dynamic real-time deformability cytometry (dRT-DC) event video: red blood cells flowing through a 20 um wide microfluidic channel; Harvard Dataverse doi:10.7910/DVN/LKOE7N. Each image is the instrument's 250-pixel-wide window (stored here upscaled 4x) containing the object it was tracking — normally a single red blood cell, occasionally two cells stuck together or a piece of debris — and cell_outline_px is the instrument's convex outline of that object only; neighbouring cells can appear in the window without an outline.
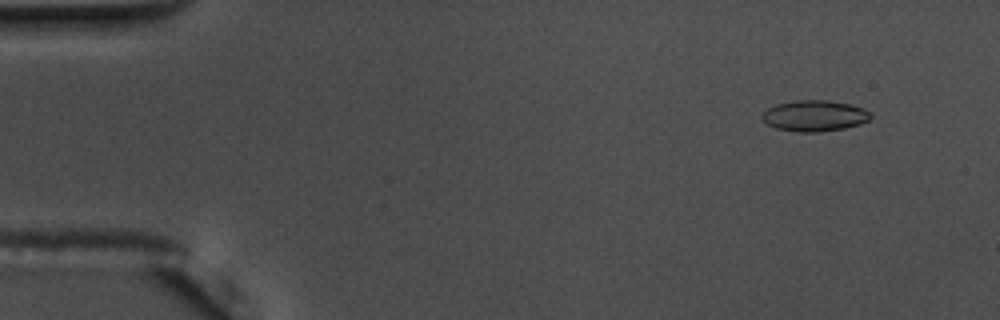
{"species": "common noctule bat (a hibernating species)", "species_latin": "Nyctalus noctula", "temperature_condition": "warm", "stored_images_in_passage": 57, "camera_frame_rate_fps": 3000, "um_per_image_px": 0.085, "animal": {"sex": "male", "body_mass_g": 17.5, "forearm_length_mm": 52.3}, "frame": {"image": 1, "passage_image": 6, "time_ms": 1.667, "image_size_px": [1000, 320], "cell_outline_px": [[872, 116], [868, 120], [860, 124], [844, 128], [820, 132], [800, 132], [776, 128], [768, 124], [760, 116], [768, 108], [776, 104], [796, 100], [828, 100], [848, 104], [864, 108]], "centroid_in_image_um": [69.23, 9.84], "position_along_channel_um": 15.8, "area_um2": 19.48}}
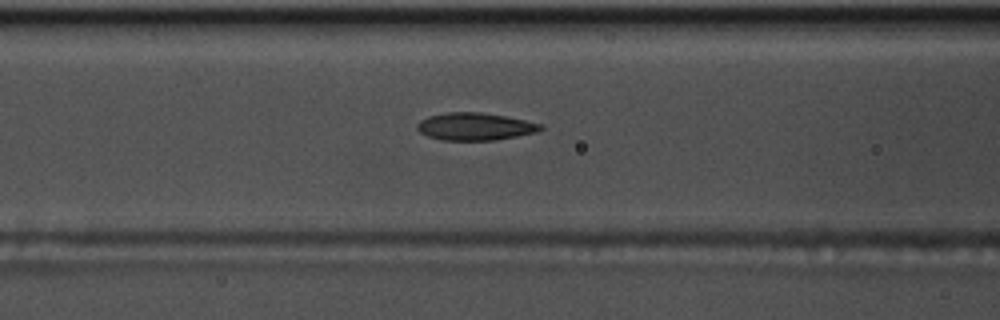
{"frame": {"image": 2, "passage_image": 24, "time_ms": 7.667, "image_size_px": [1000, 320], "cell_outline_px": [[544, 128], [536, 132], [496, 140], [440, 140], [428, 136], [420, 132], [416, 128], [416, 124], [420, 120], [428, 116], [444, 112], [480, 112], [504, 116], [524, 120], [540, 124]], "centroid_in_image_um": [40.32, 10.75], "position_along_channel_um": 126.3, "area_um2": 19.71}}
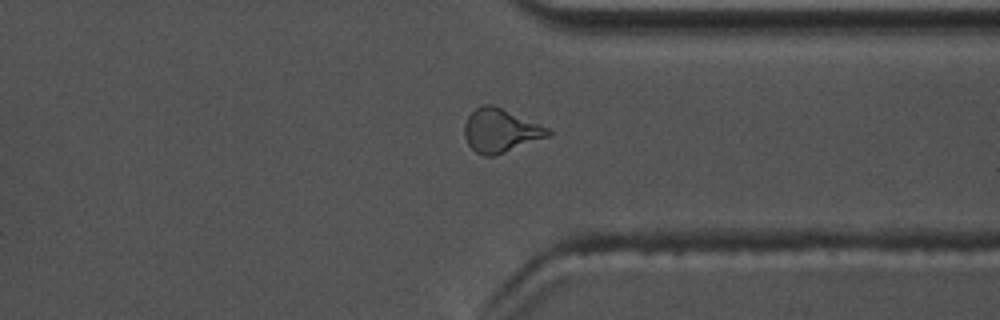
{"frame": {"image": 3, "passage_image": 44, "time_ms": 14.333, "image_size_px": [1000, 320], "cell_outline_px": [[552, 132], [548, 136], [504, 152], [492, 156], [484, 156], [476, 152], [468, 144], [464, 136], [464, 124], [468, 116], [480, 104], [492, 104], [540, 124], [548, 128]], "centroid_in_image_um": [42.5, 11.08], "position_along_channel_um": 368.9, "area_um2": 20.92}, "authors_computed_cell_mechanics": {"area_um2": 19.7098, "velocity_mm_per_s": 3.6539, "shape_relaxation_time_tau1_ms": 5.6352, "shape_relaxation_time_tau2_ms": 1.7902, "deformation_change_tau1": 0.198, "deformation_change_tau2": 0.0959}}